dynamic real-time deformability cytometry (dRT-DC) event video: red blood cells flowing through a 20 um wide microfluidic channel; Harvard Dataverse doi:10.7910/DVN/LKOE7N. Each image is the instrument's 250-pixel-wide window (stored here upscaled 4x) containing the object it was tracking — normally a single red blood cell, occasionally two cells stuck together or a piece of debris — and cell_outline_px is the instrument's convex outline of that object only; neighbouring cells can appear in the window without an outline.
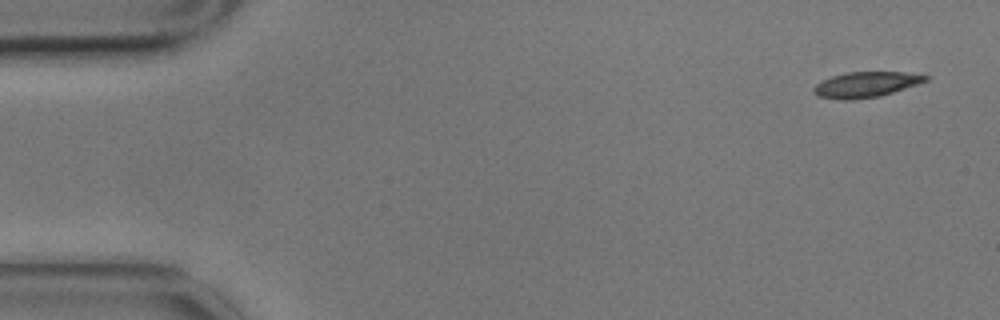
{"species": "common noctule bat (a hibernating species)", "species_latin": "Nyctalus noctula", "temperature_condition": "cold", "stored_images_in_passage": 4, "camera_frame_rate_fps": 3000, "um_per_image_px": 0.085, "animal": {"sex": "male", "body_mass_g": 17.9}, "frame": {"image": 1, "passage_image": 1, "time_ms": 0.0, "image_size_px": [1000, 320], "cell_outline_px": [[928, 80], [880, 96], [852, 100], [844, 100], [820, 96], [812, 92], [812, 88], [816, 84], [832, 76], [848, 72], [904, 72], [928, 76]], "centroid_in_image_um": [73.56, 7.19], "position_along_channel_um": 11.4, "area_um2": 16.3}}